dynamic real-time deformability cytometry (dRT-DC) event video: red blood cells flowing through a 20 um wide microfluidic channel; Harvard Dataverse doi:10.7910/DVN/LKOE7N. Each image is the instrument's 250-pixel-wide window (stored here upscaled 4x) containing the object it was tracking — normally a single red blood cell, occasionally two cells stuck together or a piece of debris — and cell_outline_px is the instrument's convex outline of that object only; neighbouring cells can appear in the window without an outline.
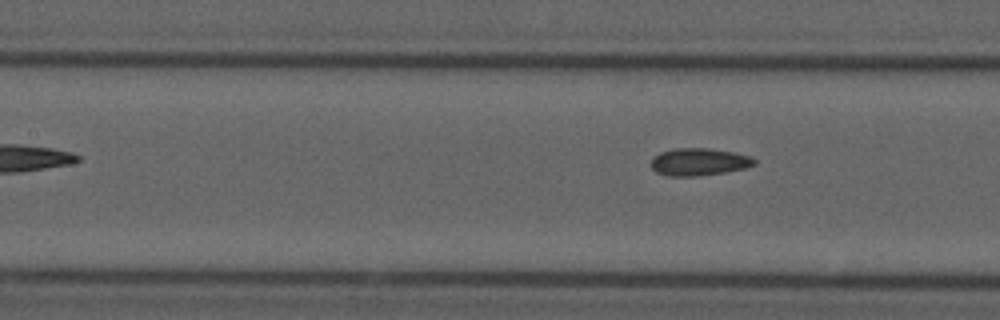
{"species": "common noctule bat (a hibernating species)", "species_latin": "Nyctalus noctula", "temperature_condition": "cold", "stored_images_in_passage": 7, "segment_of_instrument_passage": [2, 2], "camera_frame_rate_fps": 3000, "um_per_image_px": 0.085, "animal": {"sex": "male", "forearm_length_mm": 52.5}, "frame": {"image": 1, "passage_image": 7, "time_ms": 8.0, "image_size_px": [1000, 320], "cell_outline_px": [[756, 164], [744, 168], [724, 172], [696, 176], [668, 176], [656, 172], [652, 168], [652, 156], [660, 152], [672, 148], [708, 148], [732, 152], [752, 156], [756, 160]], "centroid_in_image_um": [59.39, 13.75], "position_along_channel_um": 148.0, "area_um2": 16.53}}